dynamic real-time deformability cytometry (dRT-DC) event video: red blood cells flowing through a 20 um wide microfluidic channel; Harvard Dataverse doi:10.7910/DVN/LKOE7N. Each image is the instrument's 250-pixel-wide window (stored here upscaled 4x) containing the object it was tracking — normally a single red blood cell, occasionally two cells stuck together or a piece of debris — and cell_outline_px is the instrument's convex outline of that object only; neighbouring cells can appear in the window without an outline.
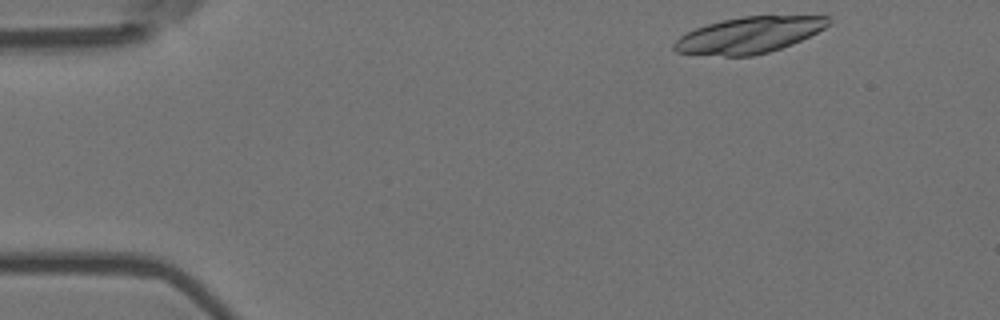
{"species": "Egyptian fruit bat (a non-hibernating species)", "species_latin": "Rousettus aegyptiacus", "temperature_condition": "room temperature", "stored_images_in_passage": 14, "camera_frame_rate_fps": 3000, "um_per_image_px": 0.085, "animal": {"sex": "female"}, "frame": {"image": 1, "passage_image": 1, "time_ms": 0.0, "image_size_px": [1000, 320], "cell_outline_px": [[832, 20], [824, 28], [792, 44], [768, 52], [752, 56], [724, 56], [676, 52], [672, 48], [672, 44], [680, 36], [696, 28], [720, 20], [744, 16], [828, 16]], "centroid_in_image_um": [63.64, 2.98], "position_along_channel_um": 21.4, "area_um2": 32.25}}